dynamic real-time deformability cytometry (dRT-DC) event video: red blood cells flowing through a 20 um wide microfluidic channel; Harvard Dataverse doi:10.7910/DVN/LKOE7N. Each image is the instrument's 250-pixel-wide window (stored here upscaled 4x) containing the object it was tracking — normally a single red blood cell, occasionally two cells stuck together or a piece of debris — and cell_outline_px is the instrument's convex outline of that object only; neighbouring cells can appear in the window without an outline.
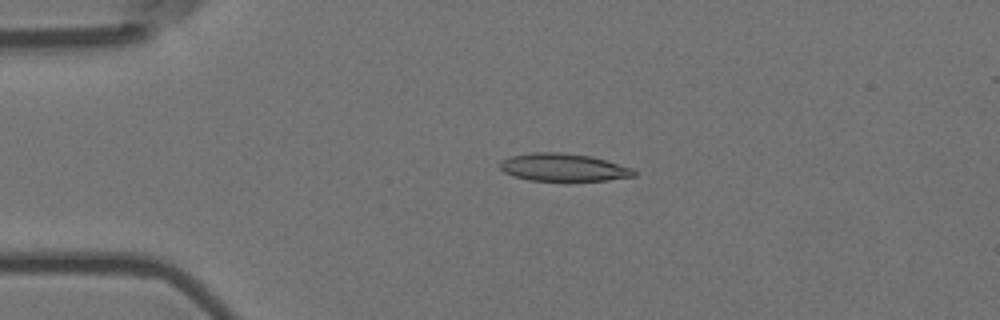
{"species": "Egyptian fruit bat (a non-hibernating species)", "species_latin": "Rousettus aegyptiacus", "temperature_condition": "room temperature", "stored_images_in_passage": 4, "camera_frame_rate_fps": 3000, "um_per_image_px": 0.085, "animal": {"sex": "female"}, "frame": {"image": 1, "passage_image": 3, "time_ms": 0.667, "image_size_px": [1000, 320], "cell_outline_px": [[636, 176], [608, 180], [528, 180], [512, 176], [504, 172], [500, 168], [500, 160], [508, 156], [532, 152], [560, 152], [592, 156], [632, 168], [636, 172]], "centroid_in_image_um": [47.85, 14.21], "position_along_channel_um": 37.2, "area_um2": 21.68}}